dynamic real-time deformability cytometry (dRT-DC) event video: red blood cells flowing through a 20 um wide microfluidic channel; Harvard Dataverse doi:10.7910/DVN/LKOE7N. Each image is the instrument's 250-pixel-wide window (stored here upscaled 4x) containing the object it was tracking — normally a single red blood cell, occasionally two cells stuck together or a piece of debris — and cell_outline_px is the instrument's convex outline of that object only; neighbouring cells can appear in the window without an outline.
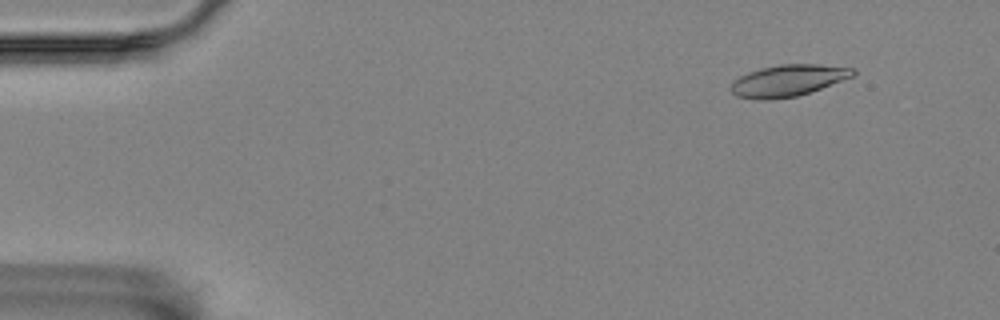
{"species": "Egyptian fruit bat (a non-hibernating species)", "species_latin": "Rousettus aegyptiacus", "temperature_condition": "room temperature", "stored_images_in_passage": 35, "camera_frame_rate_fps": 3000, "um_per_image_px": 0.085, "animal": {"sex": "female"}, "frame": {"image": 1, "passage_image": 6, "time_ms": 1.667, "image_size_px": [1000, 320], "cell_outline_px": [[856, 72], [852, 76], [820, 88], [796, 96], [764, 100], [760, 100], [736, 96], [728, 88], [732, 80], [748, 72], [760, 68], [780, 64], [820, 64], [856, 68]], "centroid_in_image_um": [66.92, 6.83], "position_along_channel_um": 18.1, "area_um2": 22.43}}
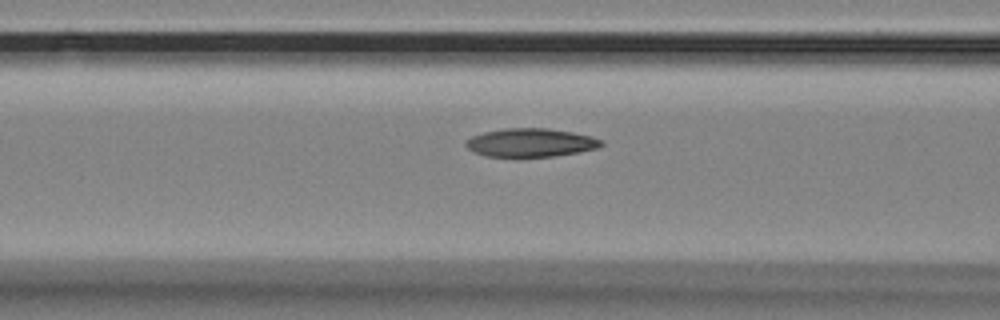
{"frame": {"image": 2, "passage_image": 23, "time_ms": 7.333, "image_size_px": [1000, 320], "cell_outline_px": [[604, 144], [600, 148], [552, 156], [484, 156], [468, 148], [464, 144], [464, 140], [472, 136], [484, 132], [504, 128], [548, 128], [572, 132], [592, 136], [604, 140]], "centroid_in_image_um": [45.13, 12.11], "position_along_channel_um": 121.5, "area_um2": 22.43}}
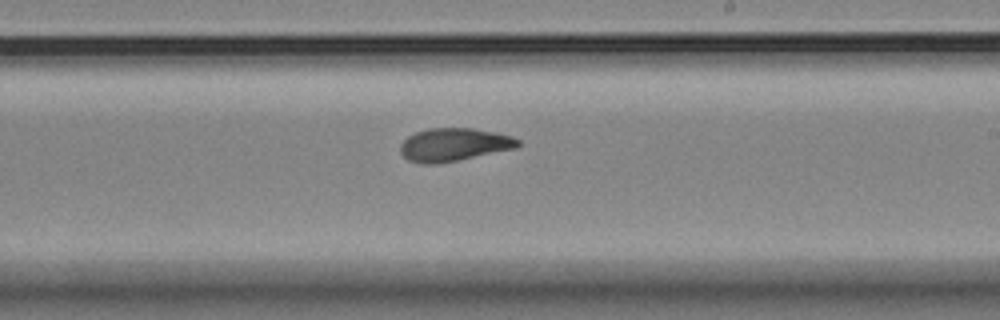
{"frame": {"image": 3, "passage_image": 34, "time_ms": 11.0, "image_size_px": [1000, 320], "cell_outline_px": [[520, 144], [516, 148], [456, 160], [432, 164], [424, 164], [408, 160], [400, 152], [400, 144], [408, 136], [416, 132], [428, 128], [472, 128], [496, 132], [512, 136], [520, 140]], "centroid_in_image_um": [38.58, 12.28], "position_along_channel_um": 250.4, "area_um2": 22.48}}